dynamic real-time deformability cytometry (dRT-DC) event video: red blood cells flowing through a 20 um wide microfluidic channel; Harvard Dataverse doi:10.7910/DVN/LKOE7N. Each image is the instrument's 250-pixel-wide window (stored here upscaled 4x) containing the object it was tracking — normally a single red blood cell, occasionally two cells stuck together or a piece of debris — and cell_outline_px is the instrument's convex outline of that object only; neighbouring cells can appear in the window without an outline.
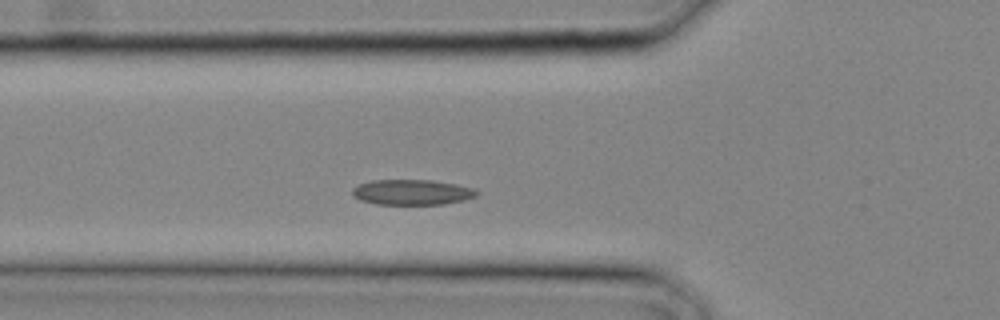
{"species": "common noctule bat (a hibernating species)", "species_latin": "Nyctalus noctula", "temperature_condition": "cold", "stored_images_in_passage": 10, "camera_frame_rate_fps": 3000, "um_per_image_px": 0.085, "animal": {"sex": "male", "body_mass_g": 20.4}, "frame": {"image": 1, "passage_image": 2, "time_ms": 0.333, "image_size_px": [1000, 320], "cell_outline_px": [[480, 192], [476, 196], [464, 200], [444, 204], [376, 204], [360, 200], [352, 196], [352, 188], [360, 184], [372, 180], [432, 180], [456, 184], [472, 188]], "centroid_in_image_um": [35.01, 16.34], "position_along_channel_um": 90.8, "area_um2": 18.38}}
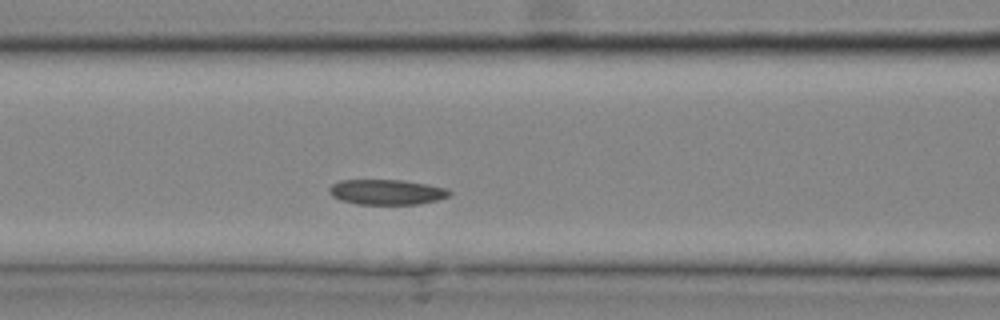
{"frame": {"image": 2, "passage_image": 4, "time_ms": 1.0, "image_size_px": [1000, 320], "cell_outline_px": [[452, 192], [448, 196], [436, 200], [420, 204], [356, 204], [340, 200], [332, 196], [328, 192], [328, 188], [332, 184], [340, 180], [404, 180], [448, 188]], "centroid_in_image_um": [32.85, 16.32], "position_along_channel_um": 133.8, "area_um2": 17.74}}